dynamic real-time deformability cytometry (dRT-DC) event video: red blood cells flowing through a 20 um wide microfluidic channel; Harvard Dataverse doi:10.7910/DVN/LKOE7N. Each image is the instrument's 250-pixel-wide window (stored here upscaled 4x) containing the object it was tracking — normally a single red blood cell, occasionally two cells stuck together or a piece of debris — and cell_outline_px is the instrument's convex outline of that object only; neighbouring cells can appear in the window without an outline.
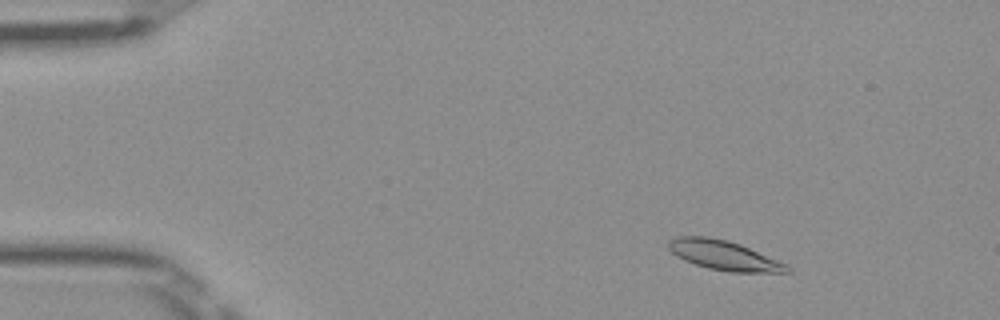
{"species": "Egyptian fruit bat (a non-hibernating species)", "species_latin": "Rousettus aegyptiacus", "temperature_condition": "room temperature", "stored_images_in_passage": 50, "camera_frame_rate_fps": 3000, "um_per_image_px": 0.085, "frame": {"image": 1, "passage_image": 6, "time_ms": 1.667, "image_size_px": [1000, 320], "cell_outline_px": [[792, 272], [732, 272], [708, 268], [684, 260], [676, 256], [668, 248], [668, 240], [676, 236], [708, 236], [728, 240], [740, 244], [788, 264], [792, 268]], "centroid_in_image_um": [61.54, 21.69], "position_along_channel_um": 23.5, "area_um2": 20.52}}
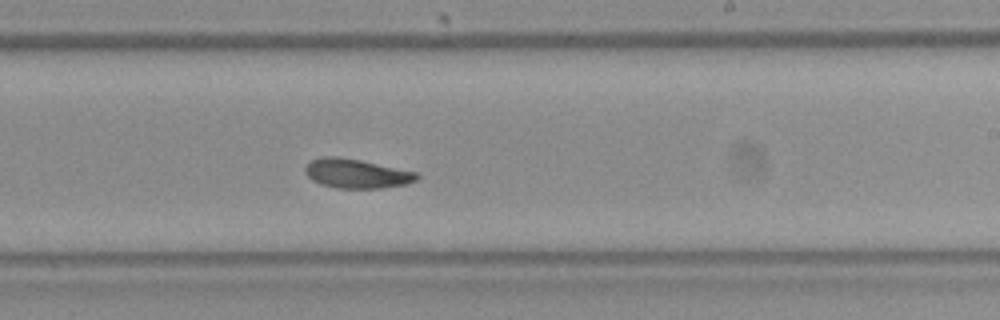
{"frame": {"image": 2, "passage_image": 30, "time_ms": 9.667, "image_size_px": [1000, 320], "cell_outline_px": [[420, 176], [416, 180], [404, 184], [380, 188], [336, 188], [320, 184], [312, 180], [304, 172], [304, 168], [308, 160], [320, 156], [336, 156], [360, 160], [416, 172]], "centroid_in_image_um": [30.22, 14.74], "position_along_channel_um": 258.8, "area_um2": 19.07}}
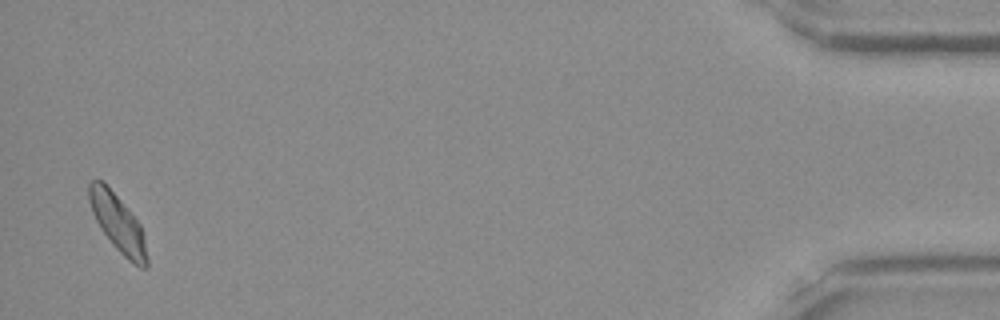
{"frame": {"image": 3, "passage_image": 49, "time_ms": 16.0, "image_size_px": [1000, 320], "cell_outline_px": [[148, 268], [140, 268], [128, 260], [112, 244], [100, 228], [92, 212], [88, 200], [88, 184], [92, 180], [100, 180], [120, 200], [140, 224], [144, 240], [148, 260]], "centroid_in_image_um": [10.01, 19.01], "position_along_channel_um": 425.2, "area_um2": 18.96}, "authors_computed_cell_mechanics": {"area_um2": 19.2763, "velocity_mm_per_s": 3.9751, "shape_relaxation_time_tau1_ms": 2.8422, "shape_relaxation_time_tau2_ms": 2.1247, "deformation_change_tau1": 0.1141, "deformation_change_tau2": 0.066}}